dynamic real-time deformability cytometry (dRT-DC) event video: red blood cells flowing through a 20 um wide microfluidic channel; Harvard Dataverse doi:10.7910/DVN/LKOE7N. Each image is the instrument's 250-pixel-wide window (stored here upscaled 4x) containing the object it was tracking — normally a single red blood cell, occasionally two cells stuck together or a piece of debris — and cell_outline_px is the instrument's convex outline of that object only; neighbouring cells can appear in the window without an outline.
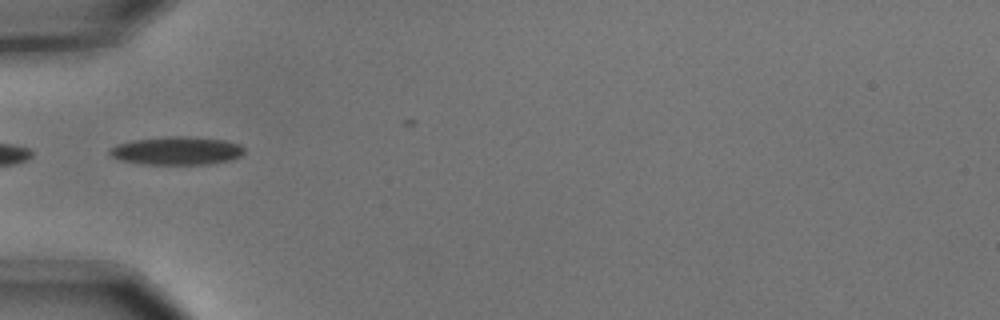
{"species": "common noctule bat (a hibernating species)", "species_latin": "Nyctalus noctula", "temperature_condition": "cold", "stored_images_in_passage": 7, "camera_frame_rate_fps": 3000, "um_per_image_px": 0.085, "animal": {"sex": "male", "body_mass_g": 15.6}, "frame": {"image": 1, "passage_image": 4, "time_ms": 1.0, "image_size_px": [1000, 320], "cell_outline_px": [[244, 152], [240, 156], [228, 160], [208, 164], [148, 164], [120, 160], [112, 156], [108, 152], [108, 148], [116, 144], [132, 140], [168, 136], [192, 136], [224, 140], [240, 144], [244, 148]], "centroid_in_image_um": [15.0, 12.8], "position_along_channel_um": 70.0, "area_um2": 22.14}}
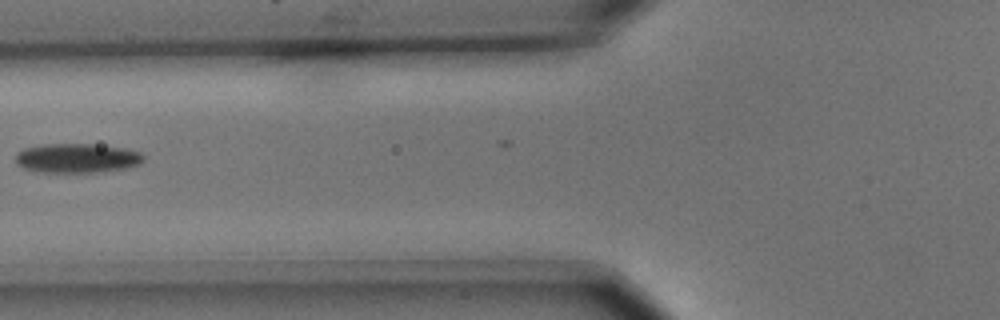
{"frame": {"image": 2, "passage_image": 5, "time_ms": 1.333, "image_size_px": [1000, 320], "cell_outline_px": [[144, 160], [140, 164], [124, 168], [96, 172], [40, 172], [24, 168], [16, 164], [16, 152], [24, 148], [44, 144], [92, 144], [124, 148], [140, 152], [144, 156]], "centroid_in_image_um": [6.52, 13.44], "position_along_channel_um": 119.3, "area_um2": 21.85}}
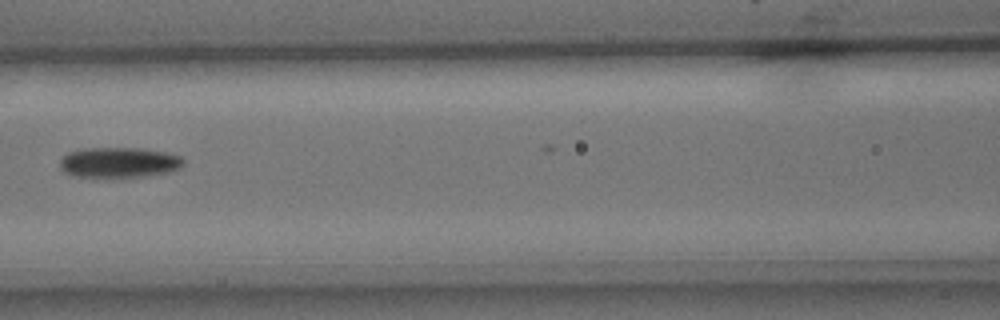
{"frame": {"image": 3, "passage_image": 6, "time_ms": 1.667, "image_size_px": [1000, 320], "cell_outline_px": [[184, 164], [180, 168], [168, 172], [144, 176], [92, 180], [72, 176], [64, 172], [60, 168], [60, 160], [68, 152], [84, 148], [140, 148], [164, 152], [180, 156], [184, 160]], "centroid_in_image_um": [10.04, 13.85], "position_along_channel_um": 156.6, "area_um2": 22.66}}